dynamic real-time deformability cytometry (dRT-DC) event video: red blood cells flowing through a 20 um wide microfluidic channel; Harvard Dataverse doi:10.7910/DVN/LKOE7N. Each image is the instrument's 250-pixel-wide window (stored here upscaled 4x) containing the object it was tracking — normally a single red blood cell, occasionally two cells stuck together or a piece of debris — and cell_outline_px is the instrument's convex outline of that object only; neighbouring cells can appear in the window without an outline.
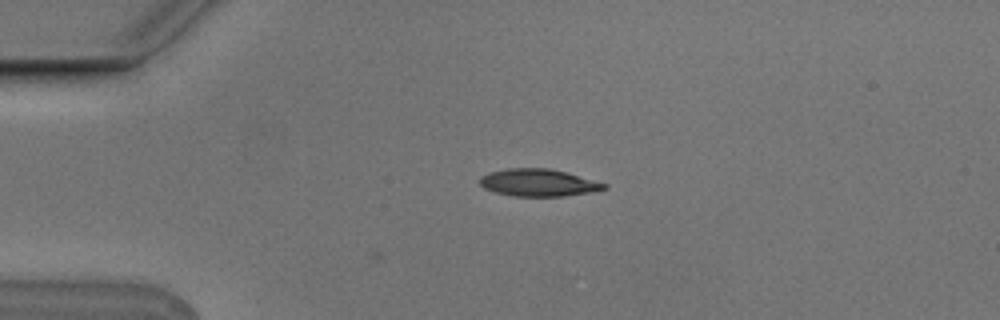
{"species": "Egyptian fruit bat (a non-hibernating species)", "species_latin": "Rousettus aegyptiacus", "temperature_condition": "cold", "stored_images_in_passage": 4, "camera_frame_rate_fps": 3000, "um_per_image_px": 0.085, "animal": {"sex": "male"}, "frame": {"image": 1, "passage_image": 3, "time_ms": 0.667, "image_size_px": [1000, 320], "cell_outline_px": [[608, 188], [592, 192], [564, 196], [512, 196], [496, 192], [484, 188], [480, 184], [480, 176], [488, 172], [508, 168], [548, 168], [564, 172], [608, 184]], "centroid_in_image_um": [45.75, 15.53], "position_along_channel_um": 39.3, "area_um2": 19.71}}